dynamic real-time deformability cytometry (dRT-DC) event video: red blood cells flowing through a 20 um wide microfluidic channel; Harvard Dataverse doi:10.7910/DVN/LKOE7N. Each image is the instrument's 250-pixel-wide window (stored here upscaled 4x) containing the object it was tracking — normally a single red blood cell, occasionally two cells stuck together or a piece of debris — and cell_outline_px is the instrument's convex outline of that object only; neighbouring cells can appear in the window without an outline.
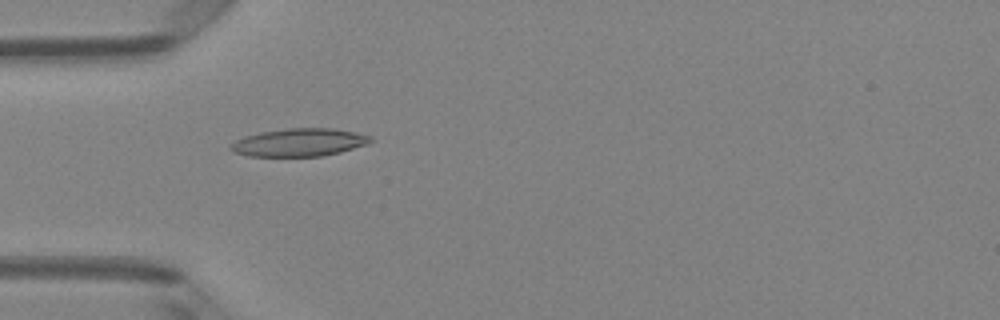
{"species": "Egyptian fruit bat (a non-hibernating species)", "species_latin": "Rousettus aegyptiacus", "temperature_condition": "room temperature", "stored_images_in_passage": 6, "camera_frame_rate_fps": 3000, "um_per_image_px": 0.085, "animal": {"sex": "female"}, "frame": {"image": 1, "passage_image": 5, "time_ms": 1.333, "image_size_px": [1000, 320], "cell_outline_px": [[372, 140], [368, 144], [340, 152], [320, 156], [248, 156], [232, 152], [228, 148], [236, 140], [244, 136], [260, 132], [288, 128], [332, 128], [372, 136]], "centroid_in_image_um": [25.4, 12.11], "position_along_channel_um": 59.6, "area_um2": 22.66}}
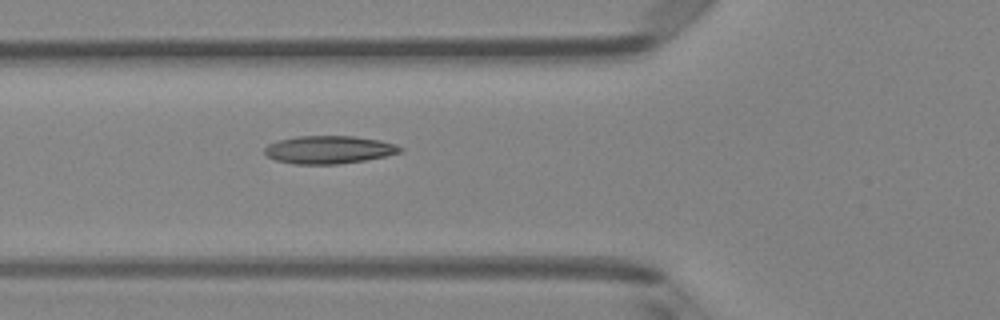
{"frame": {"image": 2, "passage_image": 6, "time_ms": 1.667, "image_size_px": [1000, 320], "cell_outline_px": [[404, 148], [400, 152], [384, 156], [364, 160], [336, 164], [292, 164], [276, 160], [268, 156], [264, 152], [264, 148], [268, 144], [280, 140], [296, 136], [352, 136], [380, 140], [396, 144]], "centroid_in_image_um": [27.95, 12.72], "position_along_channel_um": 97.9, "area_um2": 21.91}}